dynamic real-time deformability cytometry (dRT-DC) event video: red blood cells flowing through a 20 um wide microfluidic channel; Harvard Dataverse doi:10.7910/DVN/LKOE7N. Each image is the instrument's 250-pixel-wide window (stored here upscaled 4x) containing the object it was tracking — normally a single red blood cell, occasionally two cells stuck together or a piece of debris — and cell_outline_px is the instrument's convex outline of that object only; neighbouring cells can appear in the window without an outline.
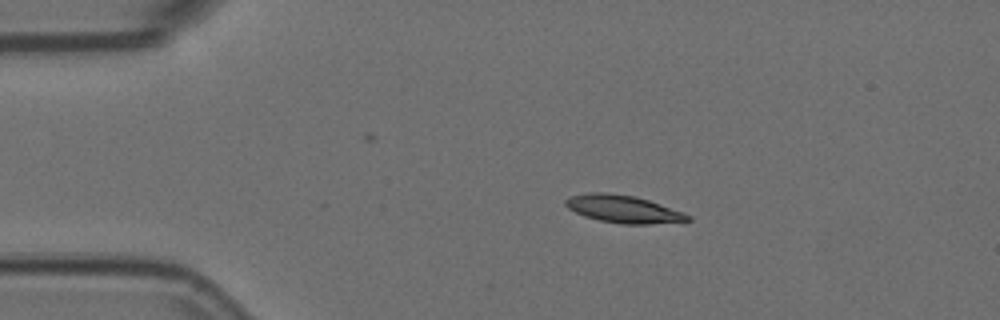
{"species": "Egyptian fruit bat (a non-hibernating species)", "species_latin": "Rousettus aegyptiacus", "temperature_condition": "room temperature", "stored_images_in_passage": 9, "camera_frame_rate_fps": 3000, "um_per_image_px": 0.085, "animal": {"sex": "female"}, "frame": {"image": 1, "passage_image": 1, "time_ms": 0.0, "image_size_px": [1000, 320], "cell_outline_px": [[692, 220], [648, 224], [624, 224], [600, 220], [584, 216], [568, 208], [564, 204], [564, 200], [568, 196], [588, 192], [604, 192], [636, 196], [684, 212], [692, 216]], "centroid_in_image_um": [52.96, 17.75], "position_along_channel_um": 32.0, "area_um2": 19.65}}
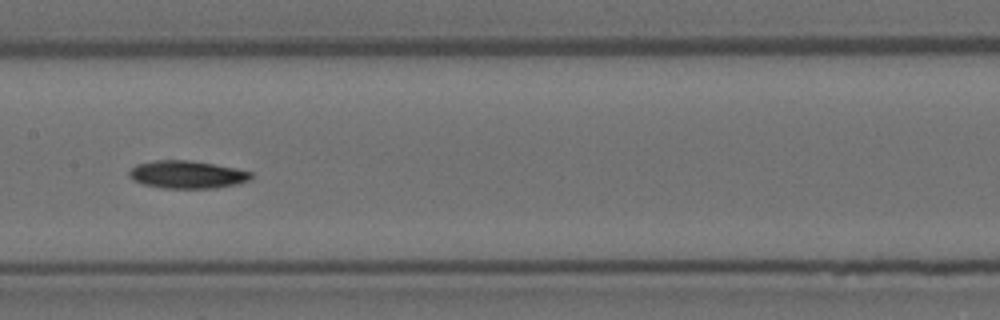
{"frame": {"image": 2, "passage_image": 6, "time_ms": 1.667, "image_size_px": [1000, 320], "cell_outline_px": [[252, 176], [248, 180], [236, 184], [216, 188], [160, 188], [144, 184], [132, 180], [128, 176], [128, 172], [136, 164], [156, 160], [188, 160], [236, 168], [252, 172]], "centroid_in_image_um": [15.87, 14.84], "position_along_channel_um": 191.5, "area_um2": 19.65}}
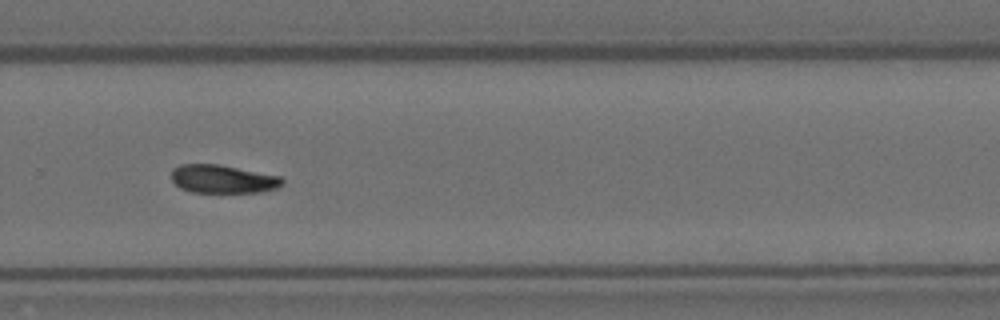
{"frame": {"image": 3, "passage_image": 9, "time_ms": 2.667, "image_size_px": [1000, 320], "cell_outline_px": [[284, 184], [276, 188], [260, 192], [192, 192], [180, 188], [172, 180], [172, 168], [180, 164], [220, 164], [280, 176], [284, 180]], "centroid_in_image_um": [18.94, 15.21], "position_along_channel_um": 310.9, "area_um2": 18.32}}